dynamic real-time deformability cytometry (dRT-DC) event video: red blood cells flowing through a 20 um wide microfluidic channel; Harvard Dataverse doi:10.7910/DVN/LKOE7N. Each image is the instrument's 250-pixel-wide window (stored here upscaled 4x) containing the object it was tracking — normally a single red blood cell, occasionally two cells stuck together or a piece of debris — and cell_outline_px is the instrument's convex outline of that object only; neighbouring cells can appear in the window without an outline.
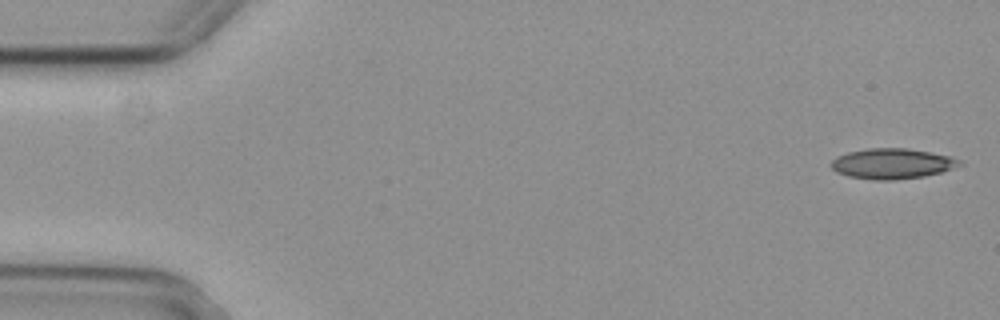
{"species": "common noctule bat (a hibernating species)", "species_latin": "Nyctalus noctula", "temperature_condition": "cold", "stored_images_in_passage": 7, "camera_frame_rate_fps": 3000, "um_per_image_px": 0.085, "animal": {"sex": "female", "body_mass_g": 29.2, "forearm_length_mm": 56.3}, "frame": {"image": 1, "passage_image": 1, "time_ms": 0.0, "image_size_px": [1000, 320], "cell_outline_px": [[964, 164], [940, 172], [924, 176], [896, 180], [872, 180], [848, 176], [836, 172], [828, 164], [836, 156], [848, 152], [868, 148], [908, 148], [952, 156], [960, 160]], "centroid_in_image_um": [75.81, 13.91], "position_along_channel_um": 9.2, "area_um2": 22.95}}
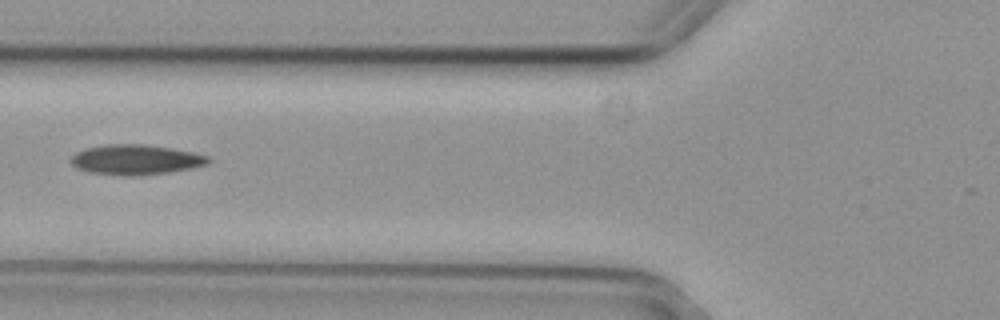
{"frame": {"image": 2, "passage_image": 6, "time_ms": 1.667, "image_size_px": [1000, 320], "cell_outline_px": [[212, 160], [208, 164], [192, 168], [168, 172], [132, 176], [124, 176], [88, 172], [76, 168], [72, 164], [72, 156], [76, 152], [88, 148], [108, 144], [144, 144], [172, 148], [192, 152], [208, 156]], "centroid_in_image_um": [11.56, 13.57], "position_along_channel_um": 114.2, "area_um2": 23.99}}
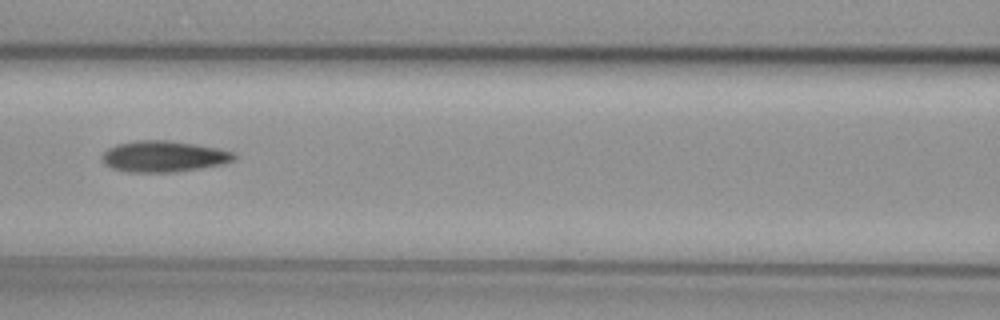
{"frame": {"image": 3, "passage_image": 7, "time_ms": 2.0, "image_size_px": [1000, 320], "cell_outline_px": [[236, 156], [232, 160], [220, 164], [200, 168], [176, 172], [128, 172], [112, 168], [104, 164], [100, 160], [100, 156], [108, 148], [116, 144], [136, 140], [168, 140], [196, 144], [216, 148], [232, 152]], "centroid_in_image_um": [13.83, 13.29], "position_along_channel_um": 152.8, "area_um2": 23.93}}